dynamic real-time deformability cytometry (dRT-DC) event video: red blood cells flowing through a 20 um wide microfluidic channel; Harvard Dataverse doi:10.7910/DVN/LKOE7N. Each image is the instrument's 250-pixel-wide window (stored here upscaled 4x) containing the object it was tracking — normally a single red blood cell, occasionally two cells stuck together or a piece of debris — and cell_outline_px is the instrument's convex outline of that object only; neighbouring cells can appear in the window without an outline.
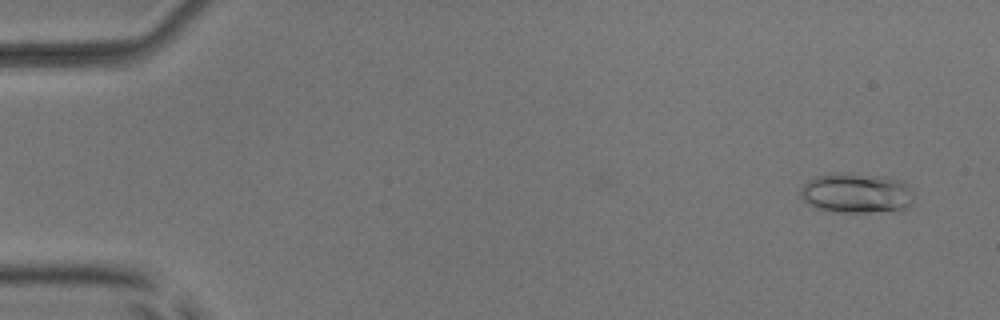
{"species": "common noctule bat (a hibernating species)", "species_latin": "Nyctalus noctula", "temperature_condition": "room temperature", "stored_images_in_passage": 6, "camera_frame_rate_fps": 3000, "um_per_image_px": 0.085, "animal": {"sex": "male", "body_mass_g": 17.9, "forearm_length_mm": 54.2}, "frame": {"image": 1, "passage_image": 1, "time_ms": 0.0, "image_size_px": [1000, 320], "cell_outline_px": [[912, 204], [900, 212], [832, 212], [816, 208], [808, 204], [800, 196], [800, 188], [808, 180], [816, 176], [832, 172], [836, 172], [876, 176], [904, 180], [912, 192]], "centroid_in_image_um": [72.8, 16.43], "position_along_channel_um": 12.2, "area_um2": 26.88}}
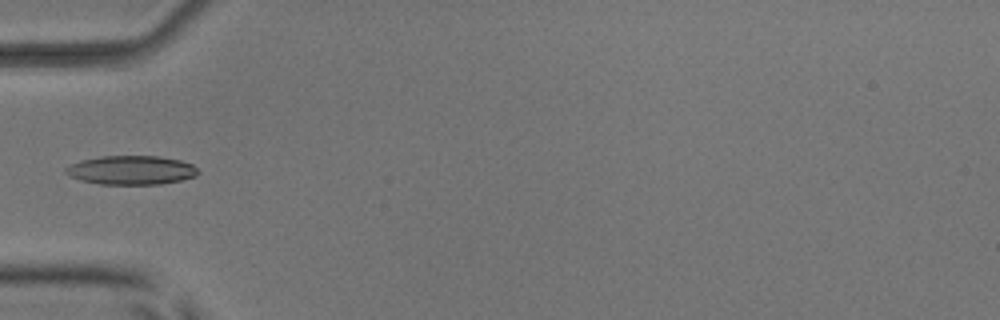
{"frame": {"image": 2, "passage_image": 5, "time_ms": 5.0, "image_size_px": [1000, 320], "cell_outline_px": [[200, 172], [196, 176], [180, 180], [160, 184], [100, 184], [80, 180], [68, 176], [64, 172], [64, 168], [80, 160], [100, 156], [160, 156], [180, 160], [192, 164]], "centroid_in_image_um": [11.13, 14.46], "position_along_channel_um": 73.9, "area_um2": 22.43}}
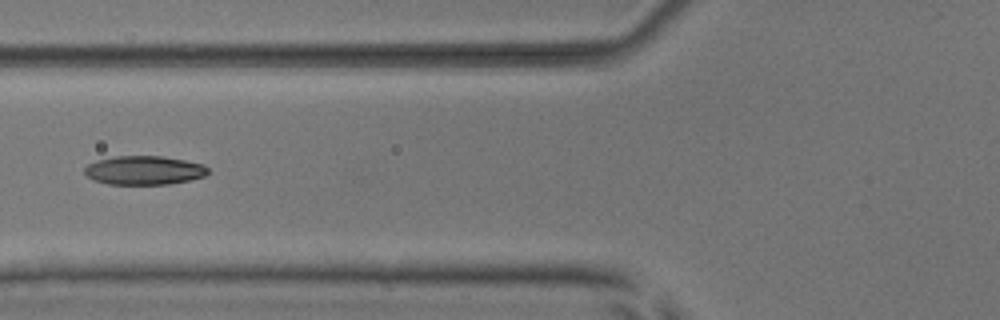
{"frame": {"image": 3, "passage_image": 6, "time_ms": 6.0, "image_size_px": [1000, 320], "cell_outline_px": [[208, 172], [204, 176], [188, 180], [168, 184], [108, 184], [92, 180], [84, 172], [84, 168], [88, 164], [96, 160], [116, 156], [160, 156], [184, 160], [204, 164], [208, 168]], "centroid_in_image_um": [12.22, 14.47], "position_along_channel_um": 113.6, "area_um2": 20.69}}